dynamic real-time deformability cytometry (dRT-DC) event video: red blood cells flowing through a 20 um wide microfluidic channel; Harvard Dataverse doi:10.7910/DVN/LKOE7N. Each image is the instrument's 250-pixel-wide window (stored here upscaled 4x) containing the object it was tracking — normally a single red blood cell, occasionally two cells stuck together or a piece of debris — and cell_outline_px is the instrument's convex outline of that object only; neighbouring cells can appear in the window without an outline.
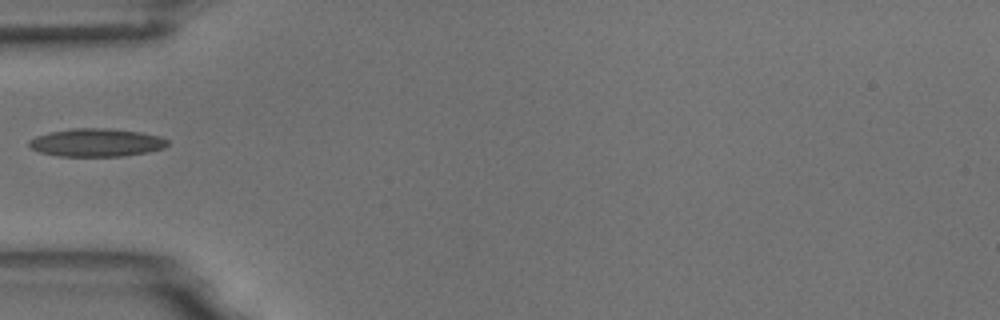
{"species": "common noctule bat (a hibernating species)", "species_latin": "Nyctalus noctula", "temperature_condition": "room temperature", "stored_images_in_passage": 38, "camera_frame_rate_fps": 3000, "um_per_image_px": 0.085, "animal": {"sex": "male", "body_mass_g": 18.8}, "frame": {"image": 1, "passage_image": 1, "time_ms": 0.0, "image_size_px": [1000, 320], "cell_outline_px": [[168, 144], [164, 148], [148, 152], [120, 156], [60, 156], [40, 152], [32, 148], [28, 144], [28, 140], [36, 136], [52, 132], [72, 128], [108, 128], [140, 132], [160, 136], [168, 140]], "centroid_in_image_um": [8.21, 12.11], "position_along_channel_um": 76.8, "area_um2": 22.54}}
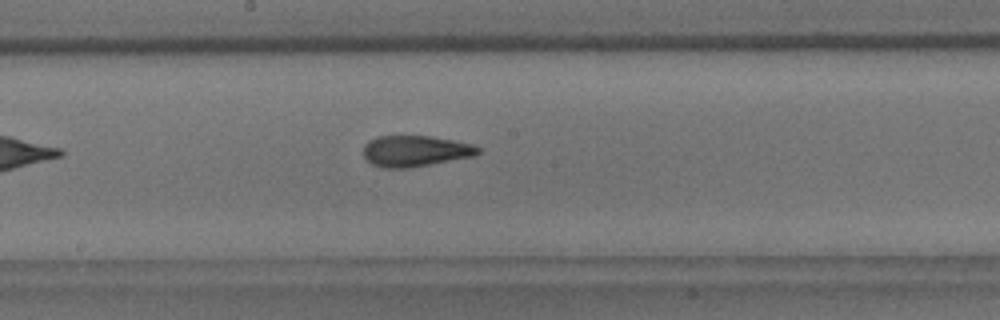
{"frame": {"image": 2, "passage_image": 12, "time_ms": 3.667, "image_size_px": [1000, 320], "cell_outline_px": [[480, 152], [472, 156], [408, 168], [384, 168], [372, 164], [364, 160], [364, 144], [368, 140], [376, 136], [432, 136], [472, 144], [480, 148]], "centroid_in_image_um": [35.23, 12.83], "position_along_channel_um": 213.0, "area_um2": 20.69}}